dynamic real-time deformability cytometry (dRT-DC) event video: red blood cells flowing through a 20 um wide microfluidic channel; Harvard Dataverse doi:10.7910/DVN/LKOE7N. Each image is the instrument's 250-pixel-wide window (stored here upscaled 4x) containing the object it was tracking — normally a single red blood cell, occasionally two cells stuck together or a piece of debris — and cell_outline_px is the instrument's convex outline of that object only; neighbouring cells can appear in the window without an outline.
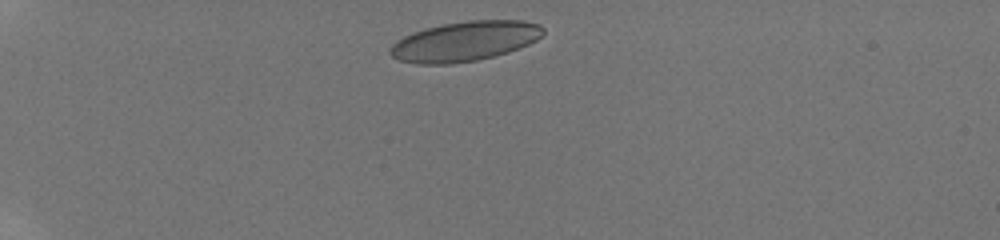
{"species": "human", "species_latin": "Homo sapiens", "temperature_condition": "room temperature", "stored_images_in_passage": 15, "camera_frame_rate_fps": 3000, "um_per_image_px": 0.085, "donor": {"sex": "male"}, "frame": {"image": 1, "passage_image": 3, "time_ms": 0.667, "image_size_px": [1000, 240], "cell_outline_px": [[544, 32], [536, 40], [520, 48], [508, 52], [476, 60], [452, 64], [416, 64], [400, 60], [392, 56], [388, 52], [392, 44], [396, 40], [412, 32], [444, 24], [468, 20], [524, 20], [540, 24], [544, 28]], "centroid_in_image_um": [39.51, 3.5], "position_along_channel_um": 45.5, "area_um2": 35.49}}
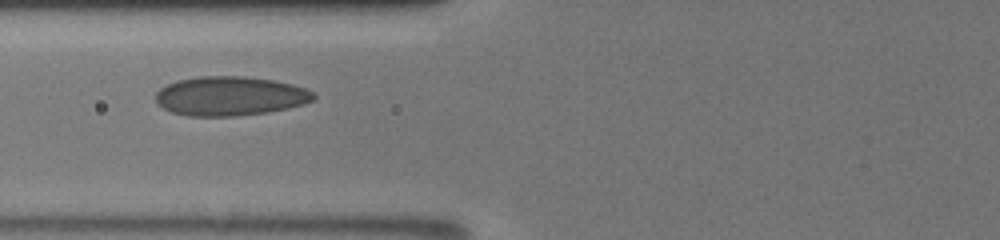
{"frame": {"image": 2, "passage_image": 10, "time_ms": 3.667, "image_size_px": [1000, 240], "cell_outline_px": [[316, 100], [304, 104], [288, 108], [268, 112], [236, 116], [188, 116], [172, 112], [156, 104], [156, 92], [160, 88], [176, 80], [200, 76], [244, 76], [272, 80], [292, 84], [304, 88], [312, 92], [316, 96]], "centroid_in_image_um": [19.55, 8.17], "position_along_channel_um": 106.2, "area_um2": 36.24}}
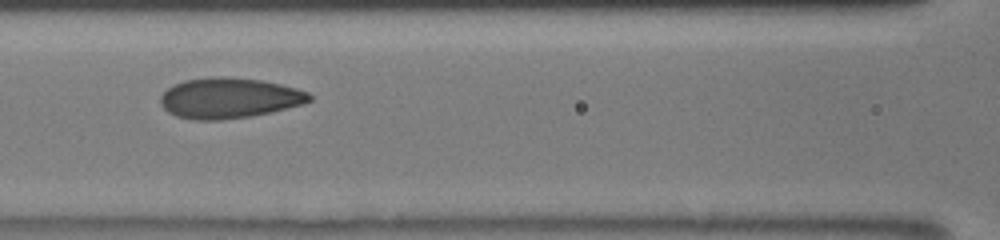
{"frame": {"image": 3, "passage_image": 13, "time_ms": 4.667, "image_size_px": [1000, 240], "cell_outline_px": [[312, 100], [304, 104], [272, 112], [252, 116], [220, 120], [196, 120], [176, 116], [168, 112], [160, 104], [160, 96], [172, 84], [184, 80], [212, 76], [224, 76], [260, 80], [280, 84], [296, 88], [308, 92], [312, 96]], "centroid_in_image_um": [19.47, 8.33], "position_along_channel_um": 147.1, "area_um2": 35.43}}